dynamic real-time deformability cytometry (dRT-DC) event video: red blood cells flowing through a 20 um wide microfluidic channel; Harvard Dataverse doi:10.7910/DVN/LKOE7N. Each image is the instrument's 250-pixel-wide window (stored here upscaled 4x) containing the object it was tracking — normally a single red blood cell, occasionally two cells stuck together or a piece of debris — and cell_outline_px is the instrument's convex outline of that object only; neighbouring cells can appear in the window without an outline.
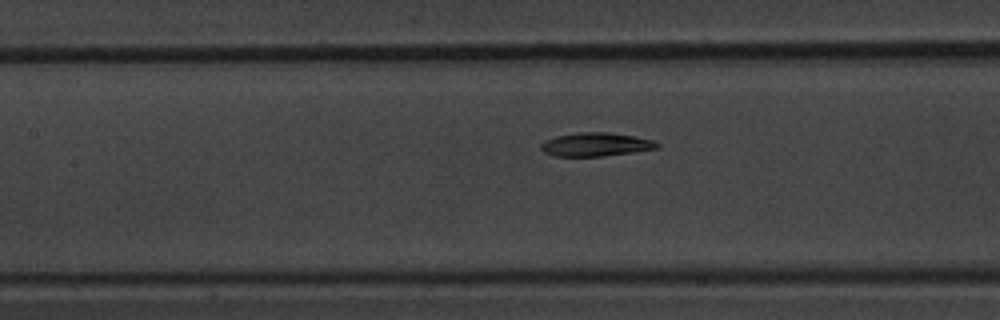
{"species": "common noctule bat (a hibernating species)", "species_latin": "Nyctalus noctula", "temperature_condition": "warm", "stored_images_in_passage": 8, "camera_frame_rate_fps": 3000, "um_per_image_px": 0.085, "animal": {"sex": "male", "body_mass_g": 20.1, "forearm_length_mm": 53.5}, "frame": {"image": 1, "passage_image": 8, "time_ms": 8.667, "image_size_px": [1000, 320], "cell_outline_px": [[660, 148], [604, 156], [552, 156], [544, 152], [540, 148], [540, 144], [544, 140], [556, 136], [580, 132], [608, 132], [636, 136], [652, 140], [660, 144]], "centroid_in_image_um": [50.63, 12.28], "position_along_channel_um": 156.8, "area_um2": 16.07}}